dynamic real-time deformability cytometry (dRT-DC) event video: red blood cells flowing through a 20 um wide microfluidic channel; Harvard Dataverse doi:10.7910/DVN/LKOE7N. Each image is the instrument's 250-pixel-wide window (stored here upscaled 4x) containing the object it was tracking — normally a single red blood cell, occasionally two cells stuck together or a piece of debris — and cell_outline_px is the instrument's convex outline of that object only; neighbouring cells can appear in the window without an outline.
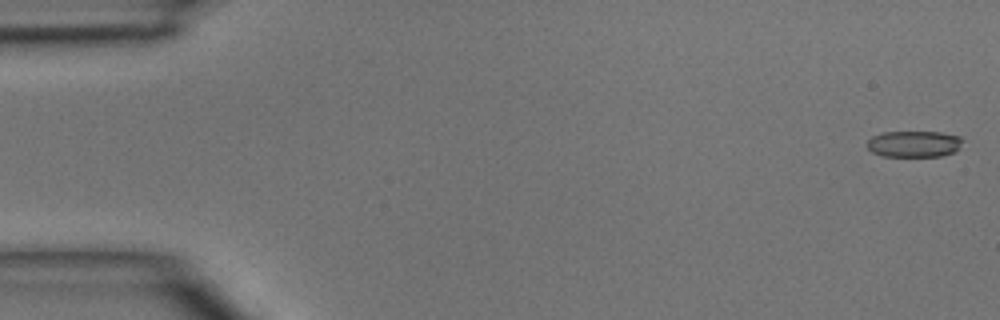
{"species": "common noctule bat (a hibernating species)", "species_latin": "Nyctalus noctula", "temperature_condition": "room temperature", "stored_images_in_passage": 47, "camera_frame_rate_fps": 3000, "um_per_image_px": 0.085, "animal": {"sex": "male", "body_mass_g": 15.6}, "frame": {"image": 1, "passage_image": 1, "time_ms": 0.0, "image_size_px": [1000, 320], "cell_outline_px": [[964, 140], [960, 148], [956, 152], [944, 156], [884, 156], [872, 152], [868, 148], [868, 140], [872, 136], [880, 132], [940, 132], [960, 136]], "centroid_in_image_um": [77.74, 12.23], "position_along_channel_um": 7.3, "area_um2": 14.85}}
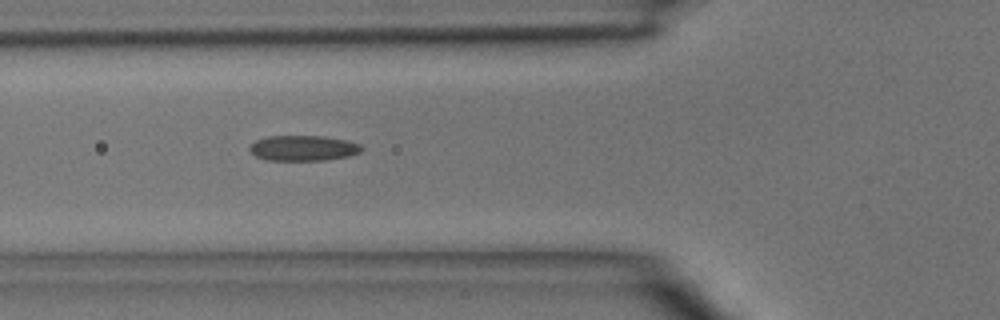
{"frame": {"image": 2, "passage_image": 17, "time_ms": 5.333, "image_size_px": [1000, 320], "cell_outline_px": [[364, 148], [360, 152], [348, 156], [328, 160], [264, 160], [256, 156], [248, 148], [256, 140], [268, 136], [324, 136], [348, 140], [360, 144]], "centroid_in_image_um": [25.8, 12.59], "position_along_channel_um": 100.0, "area_um2": 16.65}}
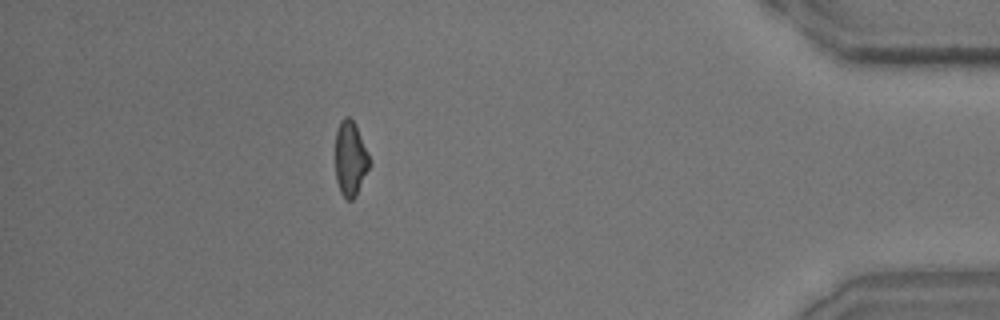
{"frame": {"image": 3, "passage_image": 42, "time_ms": 13.667, "image_size_px": [1000, 320], "cell_outline_px": [[372, 164], [356, 196], [352, 200], [348, 200], [340, 192], [336, 180], [336, 132], [340, 120], [344, 116], [348, 116], [356, 124], [368, 152]], "centroid_in_image_um": [29.81, 13.48], "position_along_channel_um": 405.4, "area_um2": 15.14}}